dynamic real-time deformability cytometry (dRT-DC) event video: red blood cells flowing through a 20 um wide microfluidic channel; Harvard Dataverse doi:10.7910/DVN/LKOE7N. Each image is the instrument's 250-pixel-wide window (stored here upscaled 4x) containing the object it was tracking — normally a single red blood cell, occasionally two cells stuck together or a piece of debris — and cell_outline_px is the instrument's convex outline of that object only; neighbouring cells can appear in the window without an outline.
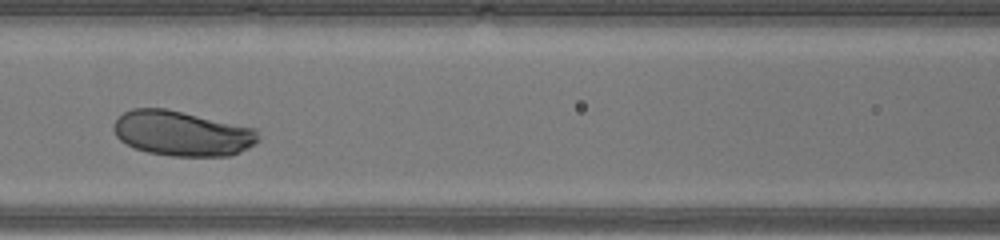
{"species": "human", "species_latin": "Homo sapiens", "temperature_condition": "warm", "stored_images_in_passage": 25, "camera_frame_rate_fps": 3000, "um_per_image_px": 0.085, "donor": {"sex": "male"}, "frame": {"image": 1, "passage_image": 8, "time_ms": 2.333, "image_size_px": [1000, 240], "cell_outline_px": [[260, 140], [256, 144], [240, 152], [228, 156], [172, 156], [148, 152], [136, 148], [120, 140], [116, 136], [112, 128], [112, 124], [124, 112], [132, 108], [164, 108], [256, 128]], "centroid_in_image_um": [15.49, 11.34], "position_along_channel_um": 151.1, "area_um2": 37.97}, "authors_computed_cell_mechanics": {"area_um2": 37.9168, "velocity_mm_per_s": 4.4404, "shape_relaxation_time_tau1_ms": 0.7785, "shape_relaxation_time_tau2_ms": 1.6359, "deformation_change_tau1": 0.0791, "deformation_change_tau2": 0.067}}